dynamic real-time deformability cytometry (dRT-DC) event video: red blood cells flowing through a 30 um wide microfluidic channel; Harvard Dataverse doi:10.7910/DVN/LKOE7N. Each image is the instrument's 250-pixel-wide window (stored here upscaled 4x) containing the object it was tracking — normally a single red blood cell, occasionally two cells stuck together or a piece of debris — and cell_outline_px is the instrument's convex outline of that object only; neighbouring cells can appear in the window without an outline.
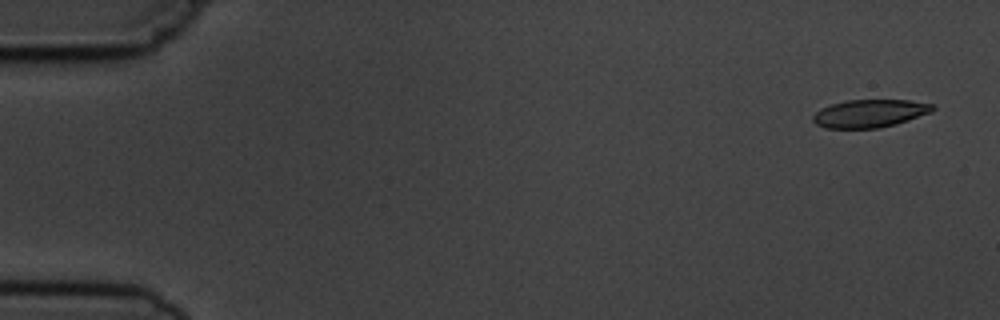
{"species": "common noctule bat (a hibernating species)", "species_latin": "Nyctalus noctula", "temperature_condition": "cold", "stored_images_in_passage": 5, "camera_frame_rate_fps": 3000, "um_per_image_px": 0.085, "animal": {"sex": "male", "body_mass_g": 19.5, "forearm_length_mm": 54.6}, "frame": {"image": 1, "passage_image": 1, "time_ms": 0.0, "image_size_px": [1000, 320], "cell_outline_px": [[936, 108], [932, 112], [896, 124], [880, 128], [824, 128], [816, 124], [812, 120], [812, 116], [820, 108], [844, 100], [908, 100], [932, 104]], "centroid_in_image_um": [73.91, 9.64], "position_along_channel_um": 11.1, "area_um2": 19.54}}
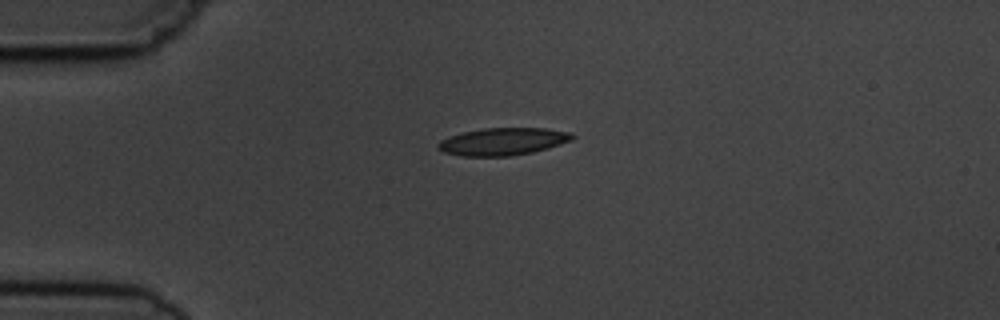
{"frame": {"image": 2, "passage_image": 4, "time_ms": 3.667, "image_size_px": [1000, 320], "cell_outline_px": [[576, 136], [572, 140], [548, 148], [532, 152], [508, 156], [460, 156], [444, 152], [436, 148], [436, 144], [440, 140], [448, 136], [464, 132], [484, 128], [544, 128], [572, 132]], "centroid_in_image_um": [42.73, 12.03], "position_along_channel_um": 42.3, "area_um2": 21.56}}